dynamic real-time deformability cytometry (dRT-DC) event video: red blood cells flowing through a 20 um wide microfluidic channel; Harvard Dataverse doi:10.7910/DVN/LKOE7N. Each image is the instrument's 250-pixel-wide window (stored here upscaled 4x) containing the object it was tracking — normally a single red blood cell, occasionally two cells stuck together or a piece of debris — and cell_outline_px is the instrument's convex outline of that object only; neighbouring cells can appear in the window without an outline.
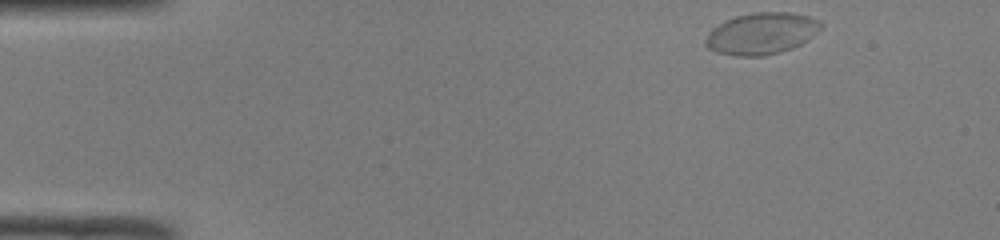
{"species": "common noctule bat (a hibernating species)", "species_latin": "Nyctalus noctula", "temperature_condition": "room temperature", "stored_images_in_passage": 45, "camera_frame_rate_fps": 3000, "um_per_image_px": 0.085, "animal": {"sex": "male", "body_mass_g": 19.0, "forearm_length_mm": 50.8}, "frame": {"image": 1, "passage_image": 1, "time_ms": 0.0, "image_size_px": [1000, 240], "cell_outline_px": [[824, 24], [820, 28], [800, 44], [792, 48], [764, 56], [740, 56], [716, 52], [708, 48], [704, 44], [704, 40], [708, 32], [712, 28], [736, 16], [752, 12], [788, 12], [808, 16], [820, 20]], "centroid_in_image_um": [64.7, 2.84], "position_along_channel_um": 20.3, "area_um2": 27.74}}
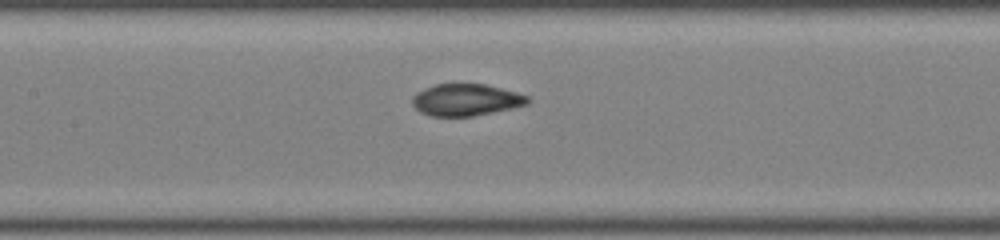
{"frame": {"image": 2, "passage_image": 19, "time_ms": 6.0, "image_size_px": [1000, 240], "cell_outline_px": [[532, 100], [528, 104], [512, 108], [472, 116], [432, 116], [420, 112], [412, 104], [412, 96], [416, 92], [424, 88], [436, 84], [484, 84], [516, 92], [528, 96]], "centroid_in_image_um": [39.6, 8.48], "position_along_channel_um": 167.8, "area_um2": 21.39}}
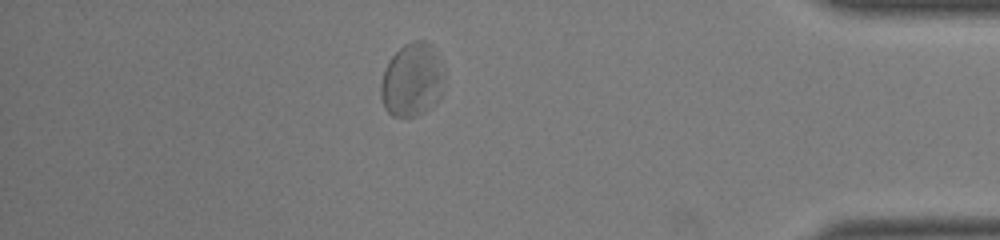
{"frame": {"image": 3, "passage_image": 39, "time_ms": 12.667, "image_size_px": [1000, 240], "cell_outline_px": [[444, 68], [440, 96], [428, 108], [416, 116], [392, 116], [384, 108], [380, 96], [380, 84], [384, 68], [388, 60], [404, 44], [416, 40], [424, 40], [432, 44]], "centroid_in_image_um": [34.99, 6.76], "position_along_channel_um": 400.2, "area_um2": 27.17}, "authors_computed_cell_mechanics": {"area_um2": 23.3512, "velocity_mm_per_s": 4.0081, "shape_relaxation_time_tau1_ms": 2.008, "shape_relaxation_time_tau2_ms": null, "deformation_change_tau1": 0.1118, "deformation_change_tau2": null}}